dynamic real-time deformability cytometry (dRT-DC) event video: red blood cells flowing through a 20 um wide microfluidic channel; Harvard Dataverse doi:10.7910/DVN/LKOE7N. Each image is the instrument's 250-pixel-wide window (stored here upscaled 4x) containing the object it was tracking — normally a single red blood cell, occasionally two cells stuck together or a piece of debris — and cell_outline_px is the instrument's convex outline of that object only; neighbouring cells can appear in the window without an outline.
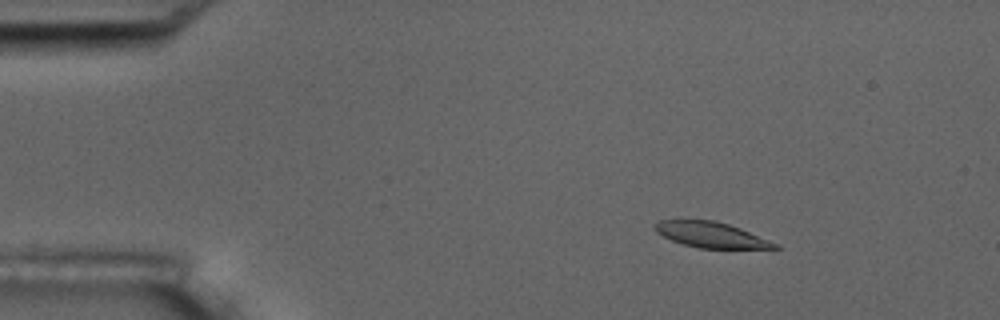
{"species": "common noctule bat (a hibernating species)", "species_latin": "Nyctalus noctula", "temperature_condition": "room temperature", "stored_images_in_passage": 5, "camera_frame_rate_fps": 3000, "um_per_image_px": 0.085, "animal": {"sex": "male", "body_mass_g": 17.5, "forearm_length_mm": 52.3}, "frame": {"image": 1, "passage_image": 3, "time_ms": 2.333, "image_size_px": [1000, 320], "cell_outline_px": [[780, 248], [700, 248], [684, 244], [672, 240], [656, 232], [652, 228], [652, 224], [660, 220], [712, 220], [728, 224], [740, 228], [780, 244]], "centroid_in_image_um": [60.42, 19.95], "position_along_channel_um": 24.6, "area_um2": 17.74}}